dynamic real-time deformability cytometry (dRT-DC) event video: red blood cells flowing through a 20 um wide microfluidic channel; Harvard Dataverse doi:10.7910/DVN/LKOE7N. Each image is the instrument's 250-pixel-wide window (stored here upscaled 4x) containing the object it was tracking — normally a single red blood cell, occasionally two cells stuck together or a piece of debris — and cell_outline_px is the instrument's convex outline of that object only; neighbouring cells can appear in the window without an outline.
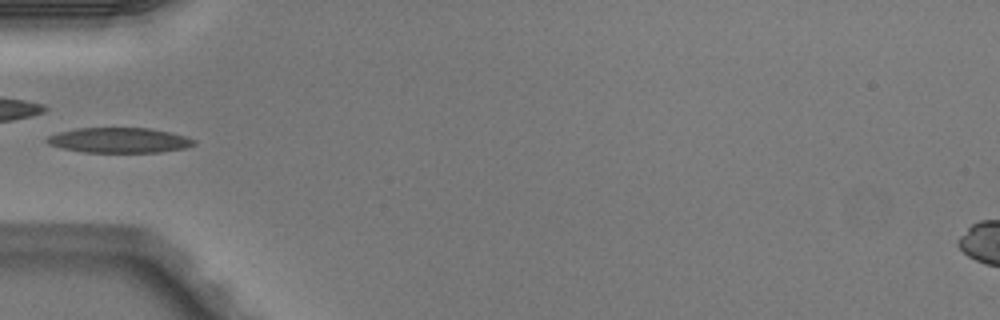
{"species": "Egyptian fruit bat (a non-hibernating species)", "species_latin": "Rousettus aegyptiacus", "temperature_condition": "warm", "stored_images_in_passage": 5, "camera_frame_rate_fps": 3000, "um_per_image_px": 0.085, "animal": {"sex": "male"}, "frame": {"image": 1, "passage_image": 4, "time_ms": 1.0, "image_size_px": [1000, 320], "cell_outline_px": [[196, 144], [184, 148], [160, 152], [84, 152], [64, 148], [48, 144], [44, 140], [48, 136], [60, 132], [76, 128], [152, 128], [184, 136], [196, 140]], "centroid_in_image_um": [10.13, 11.92], "position_along_channel_um": 74.9, "area_um2": 21.39}}